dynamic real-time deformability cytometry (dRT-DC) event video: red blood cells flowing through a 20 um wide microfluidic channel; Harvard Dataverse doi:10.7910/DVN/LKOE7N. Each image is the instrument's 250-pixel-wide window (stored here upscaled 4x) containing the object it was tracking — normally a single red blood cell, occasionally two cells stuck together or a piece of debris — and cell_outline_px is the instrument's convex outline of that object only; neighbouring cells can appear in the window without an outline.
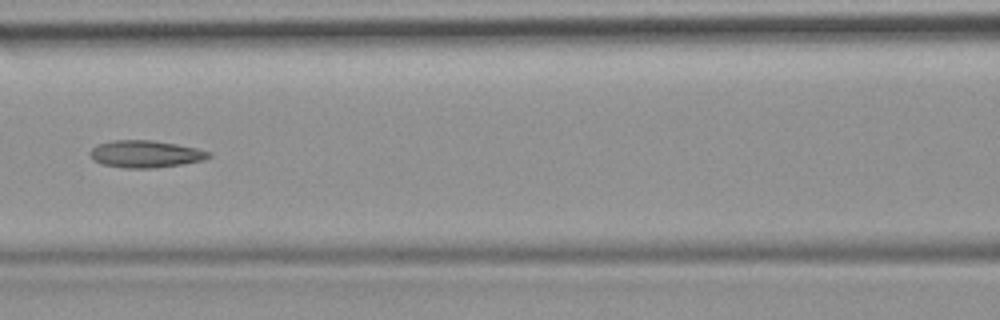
{"species": "common noctule bat (a hibernating species)", "species_latin": "Nyctalus noctula", "temperature_condition": "room temperature", "stored_images_in_passage": 49, "camera_frame_rate_fps": 3000, "um_per_image_px": 0.085, "animal": {"sex": "female", "body_mass_g": 19.9}, "frame": {"image": 1, "passage_image": 22, "time_ms": 7.0, "image_size_px": [1000, 320], "cell_outline_px": [[212, 156], [204, 160], [180, 164], [152, 168], [124, 168], [104, 164], [92, 160], [88, 152], [96, 144], [112, 140], [152, 140], [176, 144], [196, 148], [212, 152]], "centroid_in_image_um": [12.34, 13.08], "position_along_channel_um": 154.3, "area_um2": 18.84}}